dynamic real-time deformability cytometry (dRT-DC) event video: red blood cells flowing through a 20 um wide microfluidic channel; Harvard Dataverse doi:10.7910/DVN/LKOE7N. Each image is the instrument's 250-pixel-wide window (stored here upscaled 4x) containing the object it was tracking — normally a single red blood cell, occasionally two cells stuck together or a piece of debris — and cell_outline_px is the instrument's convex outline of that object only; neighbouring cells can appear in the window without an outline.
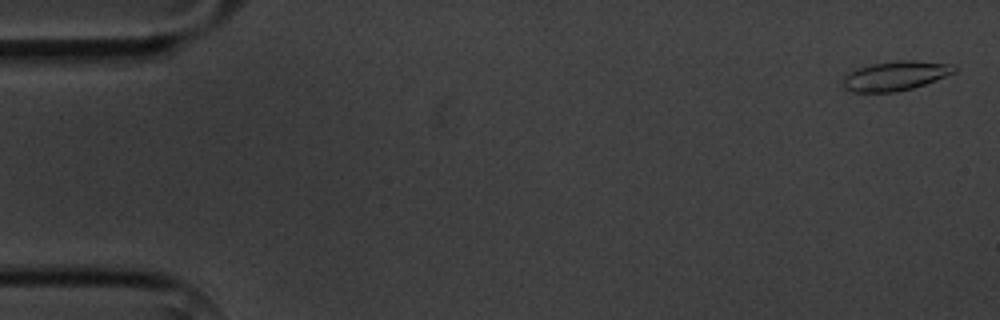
{"species": "common noctule bat (a hibernating species)", "species_latin": "Nyctalus noctula", "temperature_condition": "cold", "stored_images_in_passage": 5, "camera_frame_rate_fps": 3000, "um_per_image_px": 0.085, "animal": {"sex": "male", "body_mass_g": 20.1, "forearm_length_mm": 53.5}, "frame": {"image": 1, "passage_image": 1, "time_ms": 0.0, "image_size_px": [1000, 320], "cell_outline_px": [[956, 72], [924, 84], [912, 88], [896, 92], [852, 92], [844, 88], [840, 84], [840, 80], [848, 72], [872, 64], [896, 60], [916, 60], [952, 64], [956, 68]], "centroid_in_image_um": [76.06, 6.44], "position_along_channel_um": 8.9, "area_um2": 19.19}}
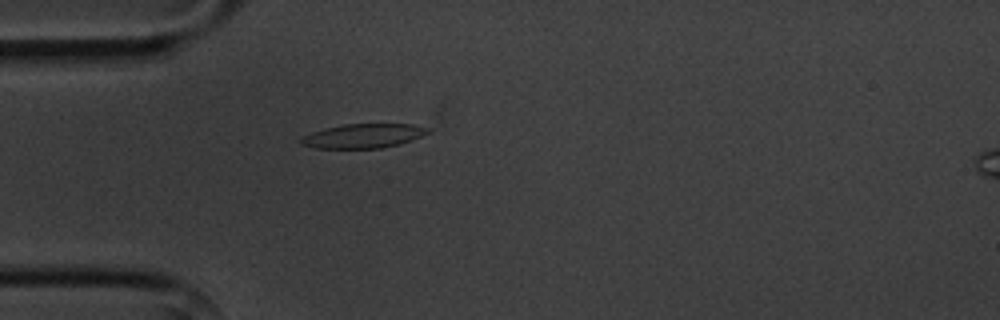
{"frame": {"image": 2, "passage_image": 5, "time_ms": 4.667, "image_size_px": [1000, 320], "cell_outline_px": [[432, 132], [412, 140], [400, 144], [380, 148], [316, 148], [300, 144], [300, 136], [324, 128], [344, 124], [412, 124], [428, 128]], "centroid_in_image_um": [30.87, 11.55], "position_along_channel_um": 54.1, "area_um2": 18.03}}